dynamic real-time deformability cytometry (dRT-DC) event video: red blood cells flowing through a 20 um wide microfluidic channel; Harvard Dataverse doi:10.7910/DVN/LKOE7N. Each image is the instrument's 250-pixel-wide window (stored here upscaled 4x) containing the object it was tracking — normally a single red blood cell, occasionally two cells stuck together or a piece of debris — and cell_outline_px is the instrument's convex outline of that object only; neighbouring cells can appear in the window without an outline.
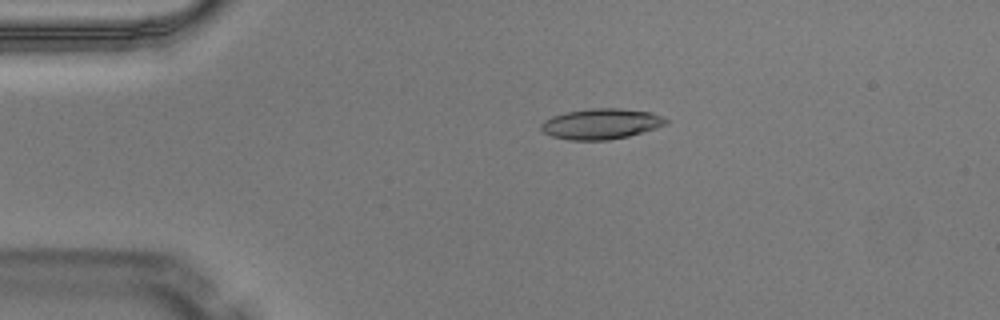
{"species": "Egyptian fruit bat (a non-hibernating species)", "species_latin": "Rousettus aegyptiacus", "temperature_condition": "warm", "stored_images_in_passage": 3, "camera_frame_rate_fps": 3000, "um_per_image_px": 0.085, "animal": {"sex": "male"}, "frame": {"image": 1, "passage_image": 2, "time_ms": 0.333, "image_size_px": [1000, 320], "cell_outline_px": [[668, 124], [656, 128], [628, 136], [608, 140], [568, 140], [552, 136], [544, 132], [540, 128], [540, 124], [544, 120], [552, 116], [564, 112], [592, 108], [620, 108], [652, 112], [664, 116], [668, 120]], "centroid_in_image_um": [51.1, 10.52], "position_along_channel_um": 33.9, "area_um2": 22.43}}